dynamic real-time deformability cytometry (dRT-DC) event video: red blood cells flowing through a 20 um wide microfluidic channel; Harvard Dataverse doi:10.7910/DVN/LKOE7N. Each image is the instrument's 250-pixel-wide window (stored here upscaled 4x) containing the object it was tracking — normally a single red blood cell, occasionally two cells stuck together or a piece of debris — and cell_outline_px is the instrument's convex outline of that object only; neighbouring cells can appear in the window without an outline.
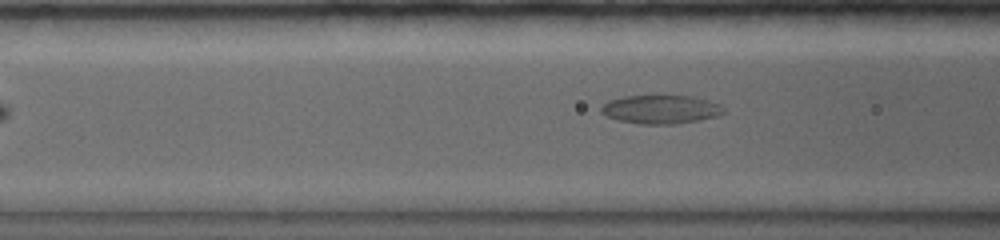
{"species": "common noctule bat (a hibernating species)", "species_latin": "Nyctalus noctula", "temperature_condition": "warm", "stored_images_in_passage": 26, "camera_frame_rate_fps": 5000, "um_per_image_px": 0.085, "animal": {"sex": "female", "body_mass_g": 19.0, "forearm_length_mm": 56.7}, "frame": {"image": 1, "passage_image": 5, "time_ms": 1.6, "image_size_px": [1000, 240], "cell_outline_px": [[728, 112], [716, 116], [700, 120], [676, 124], [640, 124], [620, 120], [608, 116], [600, 112], [600, 108], [608, 100], [624, 96], [692, 96], [708, 100], [720, 104]], "centroid_in_image_um": [56.2, 9.3], "position_along_channel_um": 110.4, "area_um2": 20.46}}
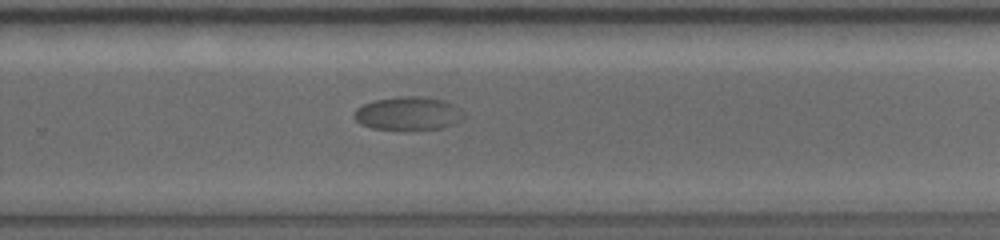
{"frame": {"image": 2, "passage_image": 17, "time_ms": 6.6, "image_size_px": [1000, 240], "cell_outline_px": [[464, 116], [460, 120], [444, 128], [372, 128], [360, 124], [356, 120], [356, 108], [364, 104], [376, 100], [400, 96], [420, 96], [444, 100], [460, 108], [464, 112]], "centroid_in_image_um": [34.73, 9.62], "position_along_channel_um": 295.1, "area_um2": 20.75}}
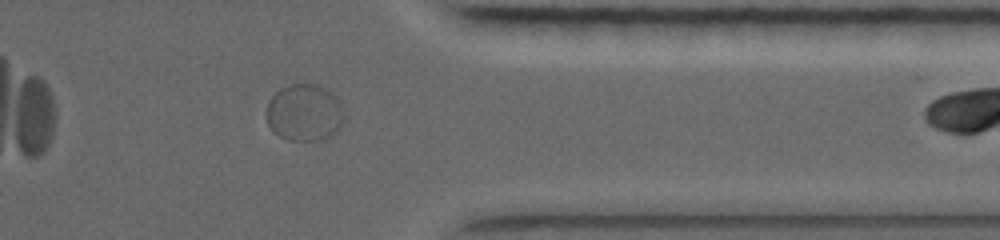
{"frame": {"image": 3, "passage_image": 24, "time_ms": 9.2, "image_size_px": [1000, 240], "cell_outline_px": [[344, 120], [340, 128], [332, 136], [320, 140], [288, 140], [272, 132], [268, 124], [264, 112], [268, 100], [280, 88], [292, 84], [320, 84], [328, 88], [340, 100], [344, 116]], "centroid_in_image_um": [25.87, 9.56], "position_along_channel_um": 385.5, "area_um2": 26.47}}